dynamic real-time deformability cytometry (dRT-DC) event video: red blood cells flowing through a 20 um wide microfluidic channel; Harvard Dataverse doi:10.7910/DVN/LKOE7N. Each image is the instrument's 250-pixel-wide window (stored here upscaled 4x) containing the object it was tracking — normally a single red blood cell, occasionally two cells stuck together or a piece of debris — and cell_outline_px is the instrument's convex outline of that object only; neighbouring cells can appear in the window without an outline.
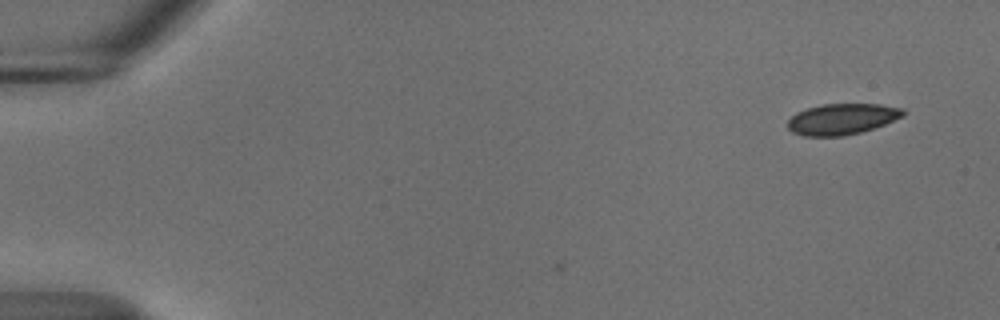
{"species": "common noctule bat (a hibernating species)", "species_latin": "Nyctalus noctula", "temperature_condition": "cold", "stored_images_in_passage": 2, "camera_frame_rate_fps": 3000, "um_per_image_px": 0.085, "animal": {"sex": "male", "body_mass_g": 18.8}, "frame": {"image": 1, "passage_image": 2, "time_ms": 0.333, "image_size_px": [1000, 320], "cell_outline_px": [[904, 116], [884, 124], [860, 132], [844, 136], [804, 136], [792, 132], [788, 128], [788, 120], [796, 112], [820, 104], [880, 104], [904, 108]], "centroid_in_image_um": [71.56, 10.11], "position_along_channel_um": 13.4, "area_um2": 20.81}}